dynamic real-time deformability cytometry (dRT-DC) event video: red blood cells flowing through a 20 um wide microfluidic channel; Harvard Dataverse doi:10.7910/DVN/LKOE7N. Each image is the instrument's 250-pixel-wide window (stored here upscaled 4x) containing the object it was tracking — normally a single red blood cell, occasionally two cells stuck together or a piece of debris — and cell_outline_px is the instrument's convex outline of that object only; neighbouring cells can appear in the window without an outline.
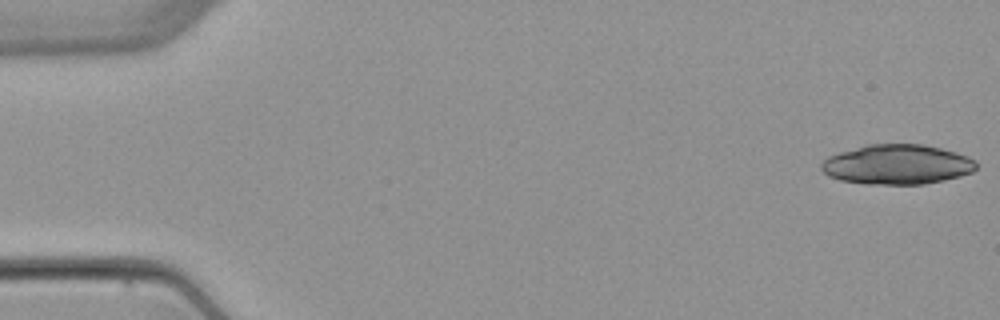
{"species": "common noctule bat (a hibernating species)", "species_latin": "Nyctalus noctula", "temperature_condition": "warm", "stored_images_in_passage": 3, "camera_frame_rate_fps": 3000, "um_per_image_px": 0.085, "animal": {"sex": "female", "body_mass_g": 22.7, "forearm_length_mm": 54.2}, "frame": {"image": 1, "passage_image": 1, "time_ms": 0.0, "image_size_px": [1000, 320], "cell_outline_px": [[976, 168], [972, 172], [960, 176], [944, 180], [924, 184], [868, 184], [840, 180], [828, 176], [820, 168], [820, 164], [828, 156], [840, 152], [868, 144], [924, 144], [956, 152], [968, 156], [976, 160]], "centroid_in_image_um": [76.26, 13.98], "position_along_channel_um": 8.7, "area_um2": 36.01}}
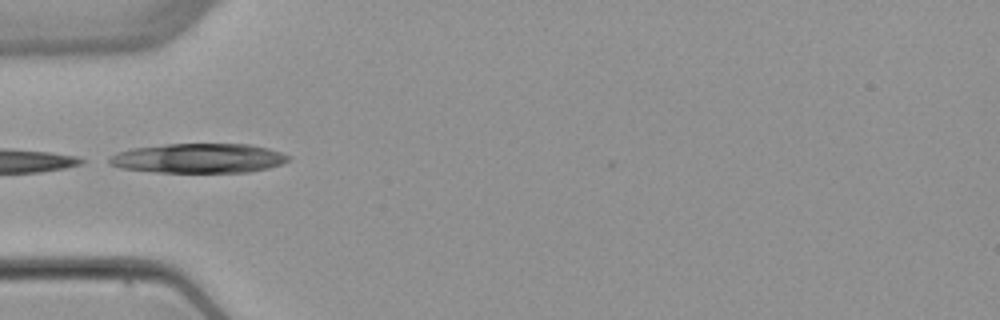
{"frame": {"image": 2, "passage_image": 3, "time_ms": 5.333, "image_size_px": [1000, 320], "cell_outline_px": [[292, 156], [288, 160], [280, 164], [268, 168], [248, 172], [156, 172], [120, 168], [108, 164], [108, 156], [116, 152], [132, 148], [168, 144], [252, 144], [268, 148]], "centroid_in_image_um": [16.85, 13.45], "position_along_channel_um": 68.2, "area_um2": 30.98}}